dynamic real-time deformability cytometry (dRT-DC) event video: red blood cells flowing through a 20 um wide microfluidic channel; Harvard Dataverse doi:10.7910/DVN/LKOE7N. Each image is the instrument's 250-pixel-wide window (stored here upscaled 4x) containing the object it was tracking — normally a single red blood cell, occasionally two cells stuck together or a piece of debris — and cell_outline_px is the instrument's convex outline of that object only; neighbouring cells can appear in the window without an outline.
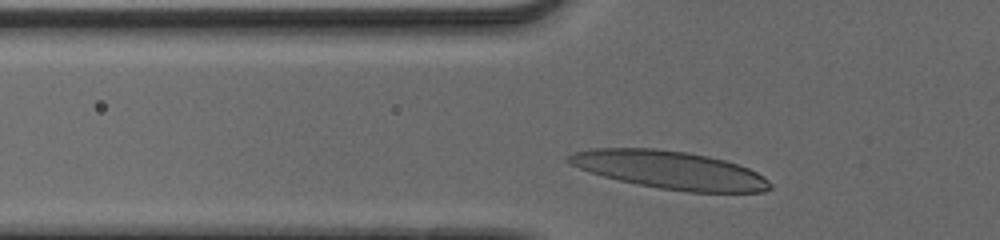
{"species": "human", "species_latin": "Homo sapiens", "temperature_condition": "cold", "stored_images_in_passage": 29, "camera_frame_rate_fps": 3000, "um_per_image_px": 0.085, "donor": {"sex": "male"}, "frame": {"image": 1, "passage_image": 3, "time_ms": 0.667, "image_size_px": [1000, 240], "cell_outline_px": [[772, 188], [764, 192], [688, 192], [660, 188], [636, 184], [604, 176], [580, 168], [572, 164], [568, 160], [568, 156], [576, 152], [592, 148], [656, 148], [688, 152], [708, 156], [724, 160], [748, 168], [764, 176], [772, 184]], "centroid_in_image_um": [56.99, 14.45], "position_along_channel_um": 68.8, "area_um2": 44.22}}
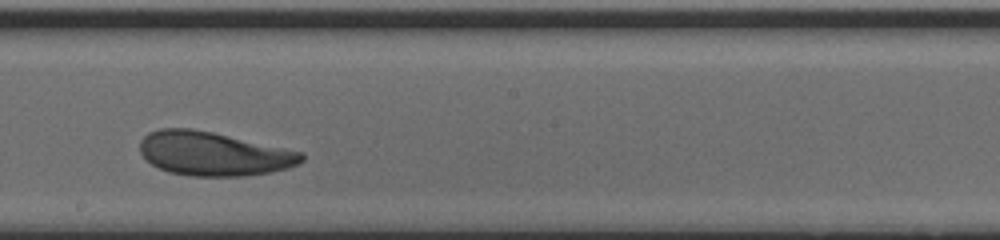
{"frame": {"image": 2, "passage_image": 16, "time_ms": 5.0, "image_size_px": [1000, 240], "cell_outline_px": [[304, 160], [288, 168], [272, 172], [244, 176], [188, 176], [168, 172], [152, 164], [140, 152], [140, 140], [148, 132], [160, 128], [192, 128], [212, 132], [300, 152], [304, 156]], "centroid_in_image_um": [18.1, 13.07], "position_along_channel_um": 230.1, "area_um2": 41.04}}
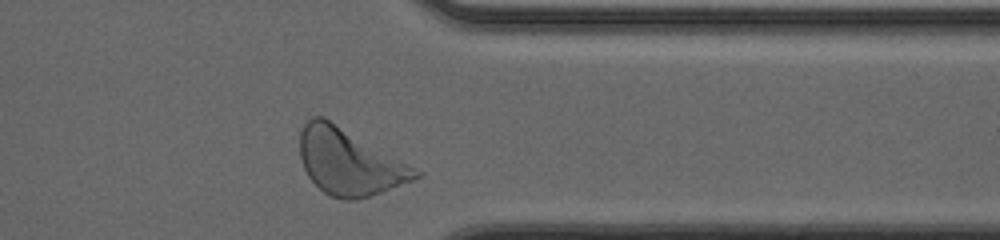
{"frame": {"image": 3, "passage_image": 28, "time_ms": 9.0, "image_size_px": [1000, 240], "cell_outline_px": [[424, 172], [420, 176], [412, 180], [380, 192], [356, 200], [344, 200], [332, 196], [324, 192], [308, 176], [304, 168], [300, 156], [300, 132], [304, 124], [312, 116], [324, 116]], "centroid_in_image_um": [29.68, 13.74], "position_along_channel_um": 381.7, "area_um2": 44.22}, "authors_computed_cell_mechanics": {"area_um2": 41.1536, "velocity_mm_per_s": 3.8362, "shape_relaxation_time_tau1_ms": 3.2315, "shape_relaxation_time_tau2_ms": 8.9296, "deformation_change_tau1": 0.1575, "deformation_change_tau2": 0.1964}}